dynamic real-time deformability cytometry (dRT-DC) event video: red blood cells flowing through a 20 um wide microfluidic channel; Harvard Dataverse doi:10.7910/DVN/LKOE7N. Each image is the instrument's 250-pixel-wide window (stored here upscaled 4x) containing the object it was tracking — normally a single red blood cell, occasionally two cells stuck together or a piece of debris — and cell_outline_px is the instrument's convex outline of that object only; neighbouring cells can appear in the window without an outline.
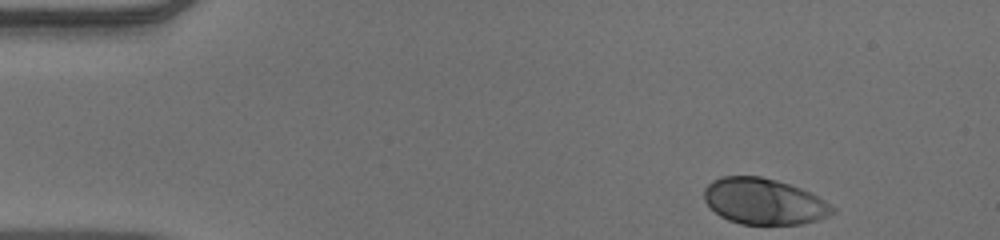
{"species": "human", "species_latin": "Homo sapiens", "temperature_condition": "warm", "stored_images_in_passage": 41, "camera_frame_rate_fps": 3000, "um_per_image_px": 0.085, "donor": {"sex": "male"}, "frame": {"image": 1, "passage_image": 1, "time_ms": 0.0, "image_size_px": [1000, 240], "cell_outline_px": [[836, 212], [820, 220], [800, 224], [740, 224], [728, 220], [720, 216], [704, 200], [704, 188], [712, 180], [720, 176], [760, 176], [776, 180], [800, 188], [824, 200], [836, 208]], "centroid_in_image_um": [64.93, 17.12], "position_along_channel_um": 20.1, "area_um2": 34.45}}
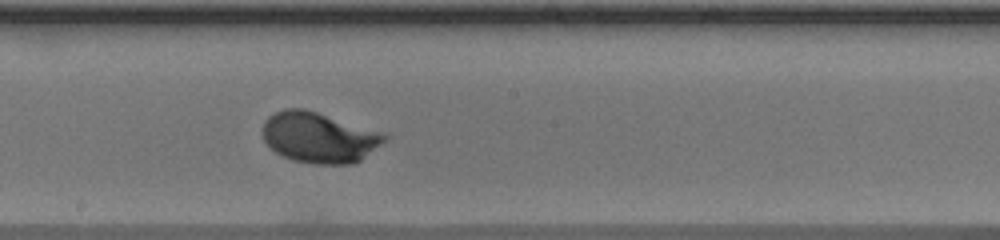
{"frame": {"image": 2, "passage_image": 24, "time_ms": 7.667, "image_size_px": [1000, 240], "cell_outline_px": [[388, 140], [360, 160], [352, 164], [312, 164], [292, 160], [276, 152], [264, 140], [264, 120], [268, 116], [284, 108], [304, 108], [384, 132], [388, 136]], "centroid_in_image_um": [27.16, 11.68], "position_along_channel_um": 221.0, "area_um2": 36.01}}
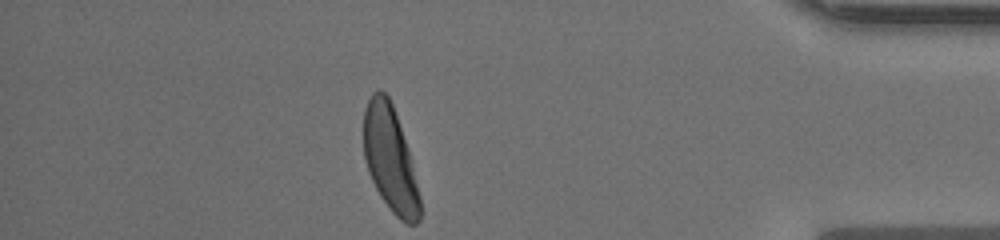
{"frame": {"image": 3, "passage_image": 41, "time_ms": 13.333, "image_size_px": [1000, 240], "cell_outline_px": [[420, 220], [416, 224], [408, 224], [400, 220], [392, 212], [380, 196], [368, 172], [364, 156], [364, 108], [372, 92], [376, 88], [380, 88], [388, 96], [392, 104], [408, 148], [420, 196]], "centroid_in_image_um": [33.15, 13.5], "position_along_channel_um": 402.0, "area_um2": 34.45}, "authors_computed_cell_mechanics": {"area_um2": 34.5066, "velocity_mm_per_s": 3.8916, "shape_relaxation_time_tau1_ms": 2.2234, "shape_relaxation_time_tau2_ms": null, "deformation_change_tau1": 0.1635, "deformation_change_tau2": null}}